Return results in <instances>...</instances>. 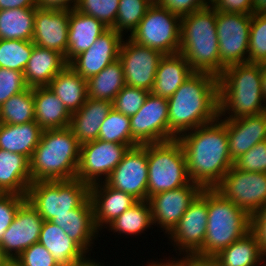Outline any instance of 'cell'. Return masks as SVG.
<instances>
[{
	"label": "cell",
	"instance_id": "cell-19",
	"mask_svg": "<svg viewBox=\"0 0 266 266\" xmlns=\"http://www.w3.org/2000/svg\"><path fill=\"white\" fill-rule=\"evenodd\" d=\"M124 38L125 36L119 32L108 28L89 49L74 57L68 65L82 78L88 80L118 60Z\"/></svg>",
	"mask_w": 266,
	"mask_h": 266
},
{
	"label": "cell",
	"instance_id": "cell-61",
	"mask_svg": "<svg viewBox=\"0 0 266 266\" xmlns=\"http://www.w3.org/2000/svg\"><path fill=\"white\" fill-rule=\"evenodd\" d=\"M264 66H266V59H265V61L262 63Z\"/></svg>",
	"mask_w": 266,
	"mask_h": 266
},
{
	"label": "cell",
	"instance_id": "cell-35",
	"mask_svg": "<svg viewBox=\"0 0 266 266\" xmlns=\"http://www.w3.org/2000/svg\"><path fill=\"white\" fill-rule=\"evenodd\" d=\"M125 85L123 67L118 59L87 80L88 97L112 102Z\"/></svg>",
	"mask_w": 266,
	"mask_h": 266
},
{
	"label": "cell",
	"instance_id": "cell-37",
	"mask_svg": "<svg viewBox=\"0 0 266 266\" xmlns=\"http://www.w3.org/2000/svg\"><path fill=\"white\" fill-rule=\"evenodd\" d=\"M33 88L11 96L0 106L1 124L19 125L35 121Z\"/></svg>",
	"mask_w": 266,
	"mask_h": 266
},
{
	"label": "cell",
	"instance_id": "cell-7",
	"mask_svg": "<svg viewBox=\"0 0 266 266\" xmlns=\"http://www.w3.org/2000/svg\"><path fill=\"white\" fill-rule=\"evenodd\" d=\"M148 183L150 196L189 184L186 158L178 139L147 144Z\"/></svg>",
	"mask_w": 266,
	"mask_h": 266
},
{
	"label": "cell",
	"instance_id": "cell-13",
	"mask_svg": "<svg viewBox=\"0 0 266 266\" xmlns=\"http://www.w3.org/2000/svg\"><path fill=\"white\" fill-rule=\"evenodd\" d=\"M207 218V189H203L189 205L179 223L166 236L173 251L177 254L179 252L178 256L195 255L203 247Z\"/></svg>",
	"mask_w": 266,
	"mask_h": 266
},
{
	"label": "cell",
	"instance_id": "cell-9",
	"mask_svg": "<svg viewBox=\"0 0 266 266\" xmlns=\"http://www.w3.org/2000/svg\"><path fill=\"white\" fill-rule=\"evenodd\" d=\"M180 33L181 16L152 4L138 27L126 36L139 45L172 55L180 51Z\"/></svg>",
	"mask_w": 266,
	"mask_h": 266
},
{
	"label": "cell",
	"instance_id": "cell-39",
	"mask_svg": "<svg viewBox=\"0 0 266 266\" xmlns=\"http://www.w3.org/2000/svg\"><path fill=\"white\" fill-rule=\"evenodd\" d=\"M151 5L149 0H119L116 22L112 29L123 36L128 32L131 35Z\"/></svg>",
	"mask_w": 266,
	"mask_h": 266
},
{
	"label": "cell",
	"instance_id": "cell-29",
	"mask_svg": "<svg viewBox=\"0 0 266 266\" xmlns=\"http://www.w3.org/2000/svg\"><path fill=\"white\" fill-rule=\"evenodd\" d=\"M193 72L182 54L164 55L159 62L151 93L168 99Z\"/></svg>",
	"mask_w": 266,
	"mask_h": 266
},
{
	"label": "cell",
	"instance_id": "cell-40",
	"mask_svg": "<svg viewBox=\"0 0 266 266\" xmlns=\"http://www.w3.org/2000/svg\"><path fill=\"white\" fill-rule=\"evenodd\" d=\"M130 117L112 110L105 117L99 131V140L132 145Z\"/></svg>",
	"mask_w": 266,
	"mask_h": 266
},
{
	"label": "cell",
	"instance_id": "cell-26",
	"mask_svg": "<svg viewBox=\"0 0 266 266\" xmlns=\"http://www.w3.org/2000/svg\"><path fill=\"white\" fill-rule=\"evenodd\" d=\"M107 29L96 18L72 9L69 16L67 53L64 57L66 62L69 63L74 57L89 49Z\"/></svg>",
	"mask_w": 266,
	"mask_h": 266
},
{
	"label": "cell",
	"instance_id": "cell-30",
	"mask_svg": "<svg viewBox=\"0 0 266 266\" xmlns=\"http://www.w3.org/2000/svg\"><path fill=\"white\" fill-rule=\"evenodd\" d=\"M34 117L43 129L69 127L71 114L48 86L33 88Z\"/></svg>",
	"mask_w": 266,
	"mask_h": 266
},
{
	"label": "cell",
	"instance_id": "cell-45",
	"mask_svg": "<svg viewBox=\"0 0 266 266\" xmlns=\"http://www.w3.org/2000/svg\"><path fill=\"white\" fill-rule=\"evenodd\" d=\"M14 261L18 266H59L49 250L39 242L25 249Z\"/></svg>",
	"mask_w": 266,
	"mask_h": 266
},
{
	"label": "cell",
	"instance_id": "cell-16",
	"mask_svg": "<svg viewBox=\"0 0 266 266\" xmlns=\"http://www.w3.org/2000/svg\"><path fill=\"white\" fill-rule=\"evenodd\" d=\"M105 182L138 201L147 200V144L129 148Z\"/></svg>",
	"mask_w": 266,
	"mask_h": 266
},
{
	"label": "cell",
	"instance_id": "cell-15",
	"mask_svg": "<svg viewBox=\"0 0 266 266\" xmlns=\"http://www.w3.org/2000/svg\"><path fill=\"white\" fill-rule=\"evenodd\" d=\"M125 39L122 41L118 58L123 67L125 83L151 92L159 62L164 54L139 45L128 36Z\"/></svg>",
	"mask_w": 266,
	"mask_h": 266
},
{
	"label": "cell",
	"instance_id": "cell-59",
	"mask_svg": "<svg viewBox=\"0 0 266 266\" xmlns=\"http://www.w3.org/2000/svg\"><path fill=\"white\" fill-rule=\"evenodd\" d=\"M6 266H18L15 261H10Z\"/></svg>",
	"mask_w": 266,
	"mask_h": 266
},
{
	"label": "cell",
	"instance_id": "cell-47",
	"mask_svg": "<svg viewBox=\"0 0 266 266\" xmlns=\"http://www.w3.org/2000/svg\"><path fill=\"white\" fill-rule=\"evenodd\" d=\"M26 196L12 193H0V240L14 220L20 205Z\"/></svg>",
	"mask_w": 266,
	"mask_h": 266
},
{
	"label": "cell",
	"instance_id": "cell-44",
	"mask_svg": "<svg viewBox=\"0 0 266 266\" xmlns=\"http://www.w3.org/2000/svg\"><path fill=\"white\" fill-rule=\"evenodd\" d=\"M233 166L241 171L266 173V140L236 159Z\"/></svg>",
	"mask_w": 266,
	"mask_h": 266
},
{
	"label": "cell",
	"instance_id": "cell-25",
	"mask_svg": "<svg viewBox=\"0 0 266 266\" xmlns=\"http://www.w3.org/2000/svg\"><path fill=\"white\" fill-rule=\"evenodd\" d=\"M112 108L111 101L88 97L84 105L71 114L69 128L80 145L98 139L101 124Z\"/></svg>",
	"mask_w": 266,
	"mask_h": 266
},
{
	"label": "cell",
	"instance_id": "cell-57",
	"mask_svg": "<svg viewBox=\"0 0 266 266\" xmlns=\"http://www.w3.org/2000/svg\"><path fill=\"white\" fill-rule=\"evenodd\" d=\"M102 264V265H101ZM105 263H100L98 262V260L96 261V259L90 257L87 261H85L84 263H81L79 265H76V266H105L103 265Z\"/></svg>",
	"mask_w": 266,
	"mask_h": 266
},
{
	"label": "cell",
	"instance_id": "cell-32",
	"mask_svg": "<svg viewBox=\"0 0 266 266\" xmlns=\"http://www.w3.org/2000/svg\"><path fill=\"white\" fill-rule=\"evenodd\" d=\"M43 129L36 121L25 124L0 126V149L19 153L29 160L40 142Z\"/></svg>",
	"mask_w": 266,
	"mask_h": 266
},
{
	"label": "cell",
	"instance_id": "cell-36",
	"mask_svg": "<svg viewBox=\"0 0 266 266\" xmlns=\"http://www.w3.org/2000/svg\"><path fill=\"white\" fill-rule=\"evenodd\" d=\"M153 220L151 214V208L148 200L138 201L132 207L124 211L119 215L112 223H110L106 229L113 232L112 234H125L127 237L130 235L139 236L148 229H153Z\"/></svg>",
	"mask_w": 266,
	"mask_h": 266
},
{
	"label": "cell",
	"instance_id": "cell-48",
	"mask_svg": "<svg viewBox=\"0 0 266 266\" xmlns=\"http://www.w3.org/2000/svg\"><path fill=\"white\" fill-rule=\"evenodd\" d=\"M209 3V0H161L159 5L182 17L209 6Z\"/></svg>",
	"mask_w": 266,
	"mask_h": 266
},
{
	"label": "cell",
	"instance_id": "cell-3",
	"mask_svg": "<svg viewBox=\"0 0 266 266\" xmlns=\"http://www.w3.org/2000/svg\"><path fill=\"white\" fill-rule=\"evenodd\" d=\"M219 117L232 120L266 112L262 92L261 63L225 67L218 76Z\"/></svg>",
	"mask_w": 266,
	"mask_h": 266
},
{
	"label": "cell",
	"instance_id": "cell-56",
	"mask_svg": "<svg viewBox=\"0 0 266 266\" xmlns=\"http://www.w3.org/2000/svg\"><path fill=\"white\" fill-rule=\"evenodd\" d=\"M261 82H262V92L264 99L266 101V66L261 63Z\"/></svg>",
	"mask_w": 266,
	"mask_h": 266
},
{
	"label": "cell",
	"instance_id": "cell-12",
	"mask_svg": "<svg viewBox=\"0 0 266 266\" xmlns=\"http://www.w3.org/2000/svg\"><path fill=\"white\" fill-rule=\"evenodd\" d=\"M214 189L250 216L266 207V173L241 171L232 166Z\"/></svg>",
	"mask_w": 266,
	"mask_h": 266
},
{
	"label": "cell",
	"instance_id": "cell-41",
	"mask_svg": "<svg viewBox=\"0 0 266 266\" xmlns=\"http://www.w3.org/2000/svg\"><path fill=\"white\" fill-rule=\"evenodd\" d=\"M266 59V14H252L248 62L263 63Z\"/></svg>",
	"mask_w": 266,
	"mask_h": 266
},
{
	"label": "cell",
	"instance_id": "cell-17",
	"mask_svg": "<svg viewBox=\"0 0 266 266\" xmlns=\"http://www.w3.org/2000/svg\"><path fill=\"white\" fill-rule=\"evenodd\" d=\"M203 188L194 182L169 191L156 193L148 198L154 226L168 235L200 194Z\"/></svg>",
	"mask_w": 266,
	"mask_h": 266
},
{
	"label": "cell",
	"instance_id": "cell-24",
	"mask_svg": "<svg viewBox=\"0 0 266 266\" xmlns=\"http://www.w3.org/2000/svg\"><path fill=\"white\" fill-rule=\"evenodd\" d=\"M38 242L49 250L59 266H76L91 257L51 221H43Z\"/></svg>",
	"mask_w": 266,
	"mask_h": 266
},
{
	"label": "cell",
	"instance_id": "cell-49",
	"mask_svg": "<svg viewBox=\"0 0 266 266\" xmlns=\"http://www.w3.org/2000/svg\"><path fill=\"white\" fill-rule=\"evenodd\" d=\"M250 232L255 236L260 252L266 258V207L251 215Z\"/></svg>",
	"mask_w": 266,
	"mask_h": 266
},
{
	"label": "cell",
	"instance_id": "cell-18",
	"mask_svg": "<svg viewBox=\"0 0 266 266\" xmlns=\"http://www.w3.org/2000/svg\"><path fill=\"white\" fill-rule=\"evenodd\" d=\"M43 218L26 199L0 240L4 254L14 261L25 249L37 243Z\"/></svg>",
	"mask_w": 266,
	"mask_h": 266
},
{
	"label": "cell",
	"instance_id": "cell-33",
	"mask_svg": "<svg viewBox=\"0 0 266 266\" xmlns=\"http://www.w3.org/2000/svg\"><path fill=\"white\" fill-rule=\"evenodd\" d=\"M213 258L219 266H264L266 262L255 236L250 231Z\"/></svg>",
	"mask_w": 266,
	"mask_h": 266
},
{
	"label": "cell",
	"instance_id": "cell-43",
	"mask_svg": "<svg viewBox=\"0 0 266 266\" xmlns=\"http://www.w3.org/2000/svg\"><path fill=\"white\" fill-rule=\"evenodd\" d=\"M149 93L145 89L125 85L113 99L112 107L130 117L140 110Z\"/></svg>",
	"mask_w": 266,
	"mask_h": 266
},
{
	"label": "cell",
	"instance_id": "cell-38",
	"mask_svg": "<svg viewBox=\"0 0 266 266\" xmlns=\"http://www.w3.org/2000/svg\"><path fill=\"white\" fill-rule=\"evenodd\" d=\"M32 51V41L0 39V67L23 72Z\"/></svg>",
	"mask_w": 266,
	"mask_h": 266
},
{
	"label": "cell",
	"instance_id": "cell-31",
	"mask_svg": "<svg viewBox=\"0 0 266 266\" xmlns=\"http://www.w3.org/2000/svg\"><path fill=\"white\" fill-rule=\"evenodd\" d=\"M48 87L62 101L70 114L78 111L88 98L87 80L69 65L50 81Z\"/></svg>",
	"mask_w": 266,
	"mask_h": 266
},
{
	"label": "cell",
	"instance_id": "cell-2",
	"mask_svg": "<svg viewBox=\"0 0 266 266\" xmlns=\"http://www.w3.org/2000/svg\"><path fill=\"white\" fill-rule=\"evenodd\" d=\"M169 140L219 117L218 77L194 71L168 98Z\"/></svg>",
	"mask_w": 266,
	"mask_h": 266
},
{
	"label": "cell",
	"instance_id": "cell-20",
	"mask_svg": "<svg viewBox=\"0 0 266 266\" xmlns=\"http://www.w3.org/2000/svg\"><path fill=\"white\" fill-rule=\"evenodd\" d=\"M69 16L70 11L68 10H49L36 7L32 42L39 47L57 51L65 57Z\"/></svg>",
	"mask_w": 266,
	"mask_h": 266
},
{
	"label": "cell",
	"instance_id": "cell-10",
	"mask_svg": "<svg viewBox=\"0 0 266 266\" xmlns=\"http://www.w3.org/2000/svg\"><path fill=\"white\" fill-rule=\"evenodd\" d=\"M251 20L252 14L216 11L220 74L227 66L248 62Z\"/></svg>",
	"mask_w": 266,
	"mask_h": 266
},
{
	"label": "cell",
	"instance_id": "cell-28",
	"mask_svg": "<svg viewBox=\"0 0 266 266\" xmlns=\"http://www.w3.org/2000/svg\"><path fill=\"white\" fill-rule=\"evenodd\" d=\"M31 183L30 160L0 149V193L26 196Z\"/></svg>",
	"mask_w": 266,
	"mask_h": 266
},
{
	"label": "cell",
	"instance_id": "cell-42",
	"mask_svg": "<svg viewBox=\"0 0 266 266\" xmlns=\"http://www.w3.org/2000/svg\"><path fill=\"white\" fill-rule=\"evenodd\" d=\"M119 0H79L76 9L101 21L107 28L115 25Z\"/></svg>",
	"mask_w": 266,
	"mask_h": 266
},
{
	"label": "cell",
	"instance_id": "cell-23",
	"mask_svg": "<svg viewBox=\"0 0 266 266\" xmlns=\"http://www.w3.org/2000/svg\"><path fill=\"white\" fill-rule=\"evenodd\" d=\"M51 222L60 226L74 242L91 255L94 242L100 235L90 197L80 207L69 211L68 214L57 215Z\"/></svg>",
	"mask_w": 266,
	"mask_h": 266
},
{
	"label": "cell",
	"instance_id": "cell-8",
	"mask_svg": "<svg viewBox=\"0 0 266 266\" xmlns=\"http://www.w3.org/2000/svg\"><path fill=\"white\" fill-rule=\"evenodd\" d=\"M90 197V186L79 179L59 181H34L26 199L44 221L57 215L68 214L80 207Z\"/></svg>",
	"mask_w": 266,
	"mask_h": 266
},
{
	"label": "cell",
	"instance_id": "cell-46",
	"mask_svg": "<svg viewBox=\"0 0 266 266\" xmlns=\"http://www.w3.org/2000/svg\"><path fill=\"white\" fill-rule=\"evenodd\" d=\"M26 88L23 72L0 67V106Z\"/></svg>",
	"mask_w": 266,
	"mask_h": 266
},
{
	"label": "cell",
	"instance_id": "cell-51",
	"mask_svg": "<svg viewBox=\"0 0 266 266\" xmlns=\"http://www.w3.org/2000/svg\"><path fill=\"white\" fill-rule=\"evenodd\" d=\"M79 0H36V7L49 10L76 9Z\"/></svg>",
	"mask_w": 266,
	"mask_h": 266
},
{
	"label": "cell",
	"instance_id": "cell-27",
	"mask_svg": "<svg viewBox=\"0 0 266 266\" xmlns=\"http://www.w3.org/2000/svg\"><path fill=\"white\" fill-rule=\"evenodd\" d=\"M67 65L61 53L33 43V51L23 71L24 81L29 88L48 86Z\"/></svg>",
	"mask_w": 266,
	"mask_h": 266
},
{
	"label": "cell",
	"instance_id": "cell-58",
	"mask_svg": "<svg viewBox=\"0 0 266 266\" xmlns=\"http://www.w3.org/2000/svg\"><path fill=\"white\" fill-rule=\"evenodd\" d=\"M11 260L4 254L0 247V266H6Z\"/></svg>",
	"mask_w": 266,
	"mask_h": 266
},
{
	"label": "cell",
	"instance_id": "cell-22",
	"mask_svg": "<svg viewBox=\"0 0 266 266\" xmlns=\"http://www.w3.org/2000/svg\"><path fill=\"white\" fill-rule=\"evenodd\" d=\"M230 157L234 162L257 143L266 140V112L225 120Z\"/></svg>",
	"mask_w": 266,
	"mask_h": 266
},
{
	"label": "cell",
	"instance_id": "cell-60",
	"mask_svg": "<svg viewBox=\"0 0 266 266\" xmlns=\"http://www.w3.org/2000/svg\"><path fill=\"white\" fill-rule=\"evenodd\" d=\"M152 4H159L161 0H149Z\"/></svg>",
	"mask_w": 266,
	"mask_h": 266
},
{
	"label": "cell",
	"instance_id": "cell-4",
	"mask_svg": "<svg viewBox=\"0 0 266 266\" xmlns=\"http://www.w3.org/2000/svg\"><path fill=\"white\" fill-rule=\"evenodd\" d=\"M80 146L69 127L43 130L30 158L32 182L74 179L80 160Z\"/></svg>",
	"mask_w": 266,
	"mask_h": 266
},
{
	"label": "cell",
	"instance_id": "cell-11",
	"mask_svg": "<svg viewBox=\"0 0 266 266\" xmlns=\"http://www.w3.org/2000/svg\"><path fill=\"white\" fill-rule=\"evenodd\" d=\"M131 147L99 139L82 144L75 178L89 186L105 182Z\"/></svg>",
	"mask_w": 266,
	"mask_h": 266
},
{
	"label": "cell",
	"instance_id": "cell-14",
	"mask_svg": "<svg viewBox=\"0 0 266 266\" xmlns=\"http://www.w3.org/2000/svg\"><path fill=\"white\" fill-rule=\"evenodd\" d=\"M168 99L151 92L140 110L130 116L132 145L169 141Z\"/></svg>",
	"mask_w": 266,
	"mask_h": 266
},
{
	"label": "cell",
	"instance_id": "cell-6",
	"mask_svg": "<svg viewBox=\"0 0 266 266\" xmlns=\"http://www.w3.org/2000/svg\"><path fill=\"white\" fill-rule=\"evenodd\" d=\"M208 218L203 247L195 254L214 257L250 231L251 216L217 190L207 189Z\"/></svg>",
	"mask_w": 266,
	"mask_h": 266
},
{
	"label": "cell",
	"instance_id": "cell-54",
	"mask_svg": "<svg viewBox=\"0 0 266 266\" xmlns=\"http://www.w3.org/2000/svg\"><path fill=\"white\" fill-rule=\"evenodd\" d=\"M171 259L172 260H170V259L167 260V258H166L164 262H161V261L159 262L158 259L156 261H154V259H153V260H151L152 262L148 261L147 262L148 264H145V265L146 266H179V256L177 258V254L173 258L171 257Z\"/></svg>",
	"mask_w": 266,
	"mask_h": 266
},
{
	"label": "cell",
	"instance_id": "cell-34",
	"mask_svg": "<svg viewBox=\"0 0 266 266\" xmlns=\"http://www.w3.org/2000/svg\"><path fill=\"white\" fill-rule=\"evenodd\" d=\"M36 7L0 10V39L32 41Z\"/></svg>",
	"mask_w": 266,
	"mask_h": 266
},
{
	"label": "cell",
	"instance_id": "cell-52",
	"mask_svg": "<svg viewBox=\"0 0 266 266\" xmlns=\"http://www.w3.org/2000/svg\"><path fill=\"white\" fill-rule=\"evenodd\" d=\"M179 266H219V264L213 257L180 255Z\"/></svg>",
	"mask_w": 266,
	"mask_h": 266
},
{
	"label": "cell",
	"instance_id": "cell-55",
	"mask_svg": "<svg viewBox=\"0 0 266 266\" xmlns=\"http://www.w3.org/2000/svg\"><path fill=\"white\" fill-rule=\"evenodd\" d=\"M253 14H266V0H252Z\"/></svg>",
	"mask_w": 266,
	"mask_h": 266
},
{
	"label": "cell",
	"instance_id": "cell-1",
	"mask_svg": "<svg viewBox=\"0 0 266 266\" xmlns=\"http://www.w3.org/2000/svg\"><path fill=\"white\" fill-rule=\"evenodd\" d=\"M178 140L185 154L190 181L203 189L215 188L234 164L223 118L188 131Z\"/></svg>",
	"mask_w": 266,
	"mask_h": 266
},
{
	"label": "cell",
	"instance_id": "cell-50",
	"mask_svg": "<svg viewBox=\"0 0 266 266\" xmlns=\"http://www.w3.org/2000/svg\"><path fill=\"white\" fill-rule=\"evenodd\" d=\"M209 5L223 13L253 14L252 0H211Z\"/></svg>",
	"mask_w": 266,
	"mask_h": 266
},
{
	"label": "cell",
	"instance_id": "cell-5",
	"mask_svg": "<svg viewBox=\"0 0 266 266\" xmlns=\"http://www.w3.org/2000/svg\"><path fill=\"white\" fill-rule=\"evenodd\" d=\"M179 53L194 71L220 75L216 10L210 5L181 17Z\"/></svg>",
	"mask_w": 266,
	"mask_h": 266
},
{
	"label": "cell",
	"instance_id": "cell-53",
	"mask_svg": "<svg viewBox=\"0 0 266 266\" xmlns=\"http://www.w3.org/2000/svg\"><path fill=\"white\" fill-rule=\"evenodd\" d=\"M36 7V0H0V10Z\"/></svg>",
	"mask_w": 266,
	"mask_h": 266
},
{
	"label": "cell",
	"instance_id": "cell-21",
	"mask_svg": "<svg viewBox=\"0 0 266 266\" xmlns=\"http://www.w3.org/2000/svg\"><path fill=\"white\" fill-rule=\"evenodd\" d=\"M90 199L93 206L95 224L100 232L124 211L138 202L132 195L114 189L106 182L90 186Z\"/></svg>",
	"mask_w": 266,
	"mask_h": 266
}]
</instances>
